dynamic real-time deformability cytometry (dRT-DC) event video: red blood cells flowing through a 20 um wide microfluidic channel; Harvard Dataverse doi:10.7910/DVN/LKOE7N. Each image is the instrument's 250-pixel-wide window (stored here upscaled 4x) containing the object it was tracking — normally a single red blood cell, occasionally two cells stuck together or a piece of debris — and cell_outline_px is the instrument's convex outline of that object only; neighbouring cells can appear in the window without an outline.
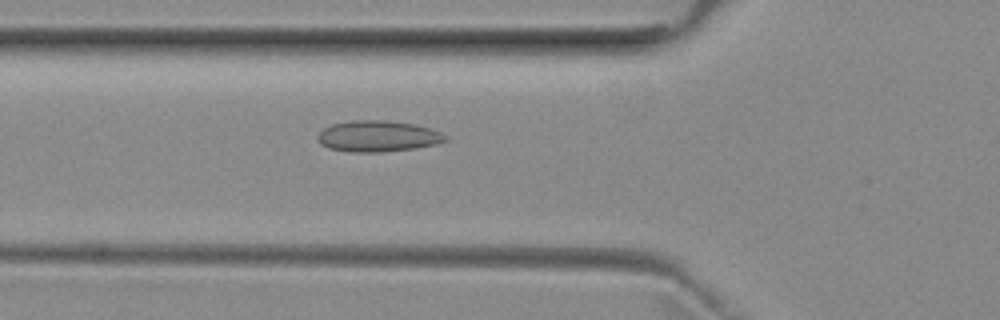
{"species": "common noctule bat (a hibernating species)", "species_latin": "Nyctalus noctula", "temperature_condition": "room temperature", "stored_images_in_passage": 44, "camera_frame_rate_fps": 3000, "um_per_image_px": 0.085, "animal": {"sex": "female", "body_mass_g": 29.2, "forearm_length_mm": 56.3}, "frame": {"image": 1, "passage_image": 11, "time_ms": 3.333, "image_size_px": [1000, 320], "cell_outline_px": [[448, 140], [436, 144], [416, 148], [380, 152], [352, 152], [328, 148], [320, 144], [316, 136], [324, 128], [332, 124], [348, 120], [384, 120], [412, 124], [428, 128], [440, 132], [448, 136]], "centroid_in_image_um": [32.09, 11.58], "position_along_channel_um": 93.7, "area_um2": 23.18}}
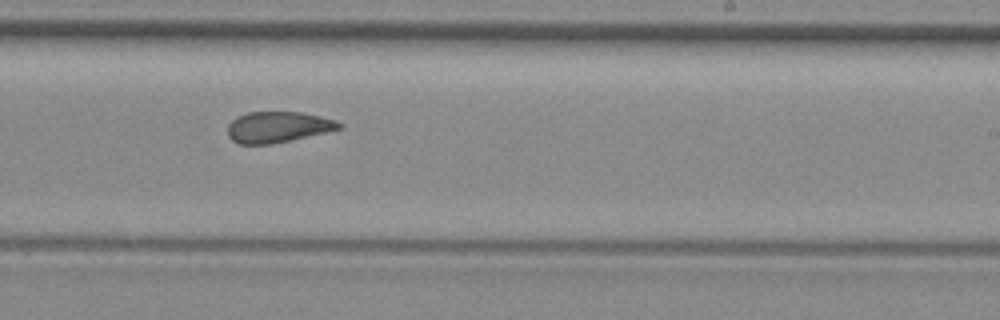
{"frame": {"image": 2, "passage_image": 24, "time_ms": 7.667, "image_size_px": [1000, 320], "cell_outline_px": [[344, 128], [272, 144], [240, 144], [232, 140], [228, 136], [228, 124], [232, 120], [248, 112], [304, 112], [336, 120], [344, 124]], "centroid_in_image_um": [23.66, 10.79], "position_along_channel_um": 265.3, "area_um2": 20.11}}
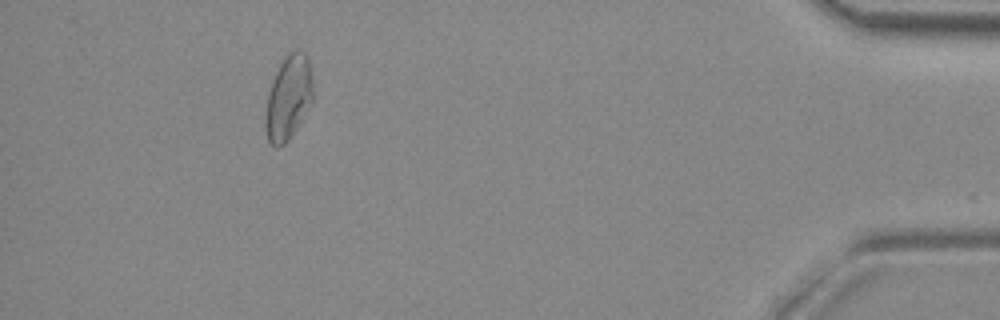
{"frame": {"image": 3, "passage_image": 40, "time_ms": 13.0, "image_size_px": [1000, 320], "cell_outline_px": [[312, 100], [288, 140], [284, 144], [276, 148], [268, 140], [264, 128], [264, 112], [268, 92], [272, 80], [280, 64], [288, 52], [292, 48], [300, 48], [308, 56], [312, 76]], "centroid_in_image_um": [24.48, 8.24], "position_along_channel_um": 410.7, "area_um2": 23.47}, "authors_computed_cell_mechanics": {"area_um2": 21.5305, "velocity_mm_per_s": 3.9631, "shape_relaxation_time_tau1_ms": null, "shape_relaxation_time_tau2_ms": 1.7805, "deformation_change_tau1": null, "deformation_change_tau2": 0.0806}}